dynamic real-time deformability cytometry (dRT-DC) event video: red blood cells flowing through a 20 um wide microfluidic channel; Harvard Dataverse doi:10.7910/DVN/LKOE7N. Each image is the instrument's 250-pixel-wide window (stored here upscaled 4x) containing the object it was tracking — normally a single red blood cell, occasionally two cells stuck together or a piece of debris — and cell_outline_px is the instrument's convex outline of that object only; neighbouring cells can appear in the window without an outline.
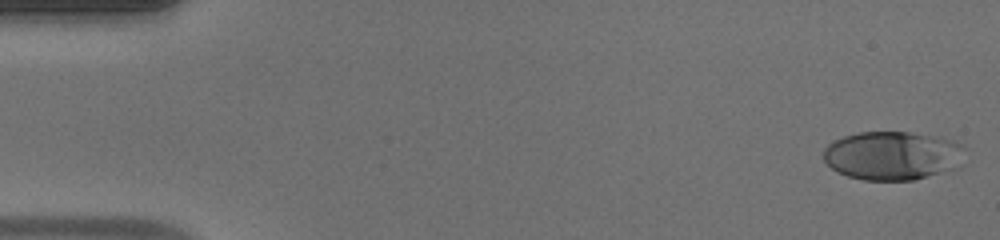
{"species": "human", "species_latin": "Homo sapiens", "temperature_condition": "warm", "stored_images_in_passage": 49, "camera_frame_rate_fps": 3000, "um_per_image_px": 0.085, "donor": {"sex": "male"}, "frame": {"image": 1, "passage_image": 1, "time_ms": 0.0, "image_size_px": [1000, 240], "cell_outline_px": [[968, 148], [956, 168], [916, 180], [864, 180], [848, 176], [832, 168], [824, 160], [824, 148], [828, 144], [844, 136], [860, 132], [908, 132], [936, 136], [952, 140], [964, 144]], "centroid_in_image_um": [75.92, 13.22], "position_along_channel_um": 9.1, "area_um2": 40.29}}
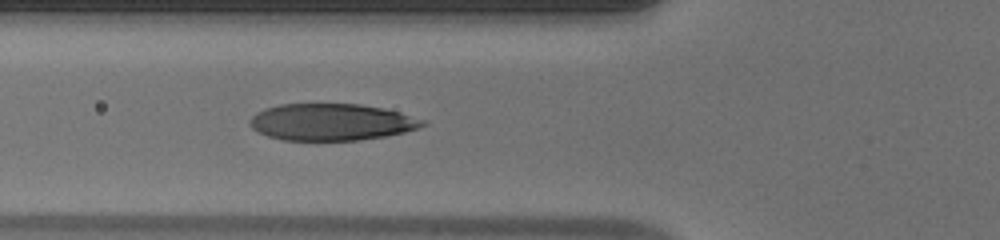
{"frame": {"image": 2, "passage_image": 18, "time_ms": 5.667, "image_size_px": [1000, 240], "cell_outline_px": [[428, 124], [404, 132], [384, 136], [360, 140], [284, 140], [268, 136], [252, 128], [248, 124], [248, 120], [256, 112], [264, 108], [280, 104], [360, 104], [384, 108], [400, 112], [424, 120]], "centroid_in_image_um": [28.15, 10.37], "position_along_channel_um": 97.7, "area_um2": 37.05}}
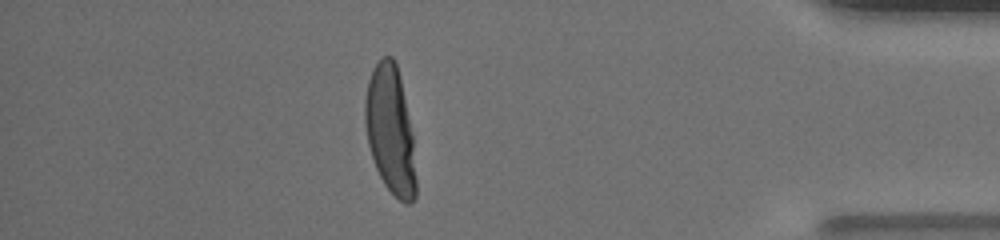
{"frame": {"image": 3, "passage_image": 43, "time_ms": 14.0, "image_size_px": [1000, 240], "cell_outline_px": [[416, 196], [408, 204], [404, 204], [384, 184], [376, 168], [368, 144], [364, 120], [364, 100], [368, 80], [376, 64], [384, 56], [392, 56], [396, 64], [400, 76], [412, 136], [416, 180]], "centroid_in_image_um": [33.16, 11.06], "position_along_channel_um": 402.0, "area_um2": 37.51}, "authors_computed_cell_mechanics": {"area_um2": 37.859, "velocity_mm_per_s": 4.1294, "shape_relaxation_time_tau1_ms": 3.6004, "shape_relaxation_time_tau2_ms": null, "deformation_change_tau1": 0.2404, "deformation_change_tau2": null}}